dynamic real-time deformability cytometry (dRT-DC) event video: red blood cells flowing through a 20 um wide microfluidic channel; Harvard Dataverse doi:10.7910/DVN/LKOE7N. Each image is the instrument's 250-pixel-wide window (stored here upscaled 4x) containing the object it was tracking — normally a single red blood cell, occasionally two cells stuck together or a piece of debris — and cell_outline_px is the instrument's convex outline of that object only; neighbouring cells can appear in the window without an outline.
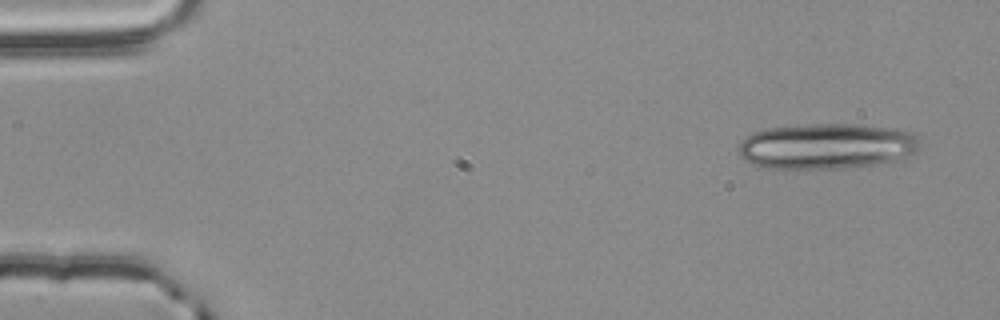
{"species": "common noctule bat (a hibernating species)", "species_latin": "Nyctalus noctula", "temperature_condition": "room temperature", "stored_images_in_passage": 27, "camera_frame_rate_fps": 3000, "um_per_image_px": 0.085, "animal": {"sex": "male", "body_mass_g": 20.4}, "frame": {"image": 1, "passage_image": 1, "time_ms": 0.0, "image_size_px": [1000, 320], "cell_outline_px": [[920, 148], [916, 152], [904, 160], [844, 168], [764, 168], [752, 164], [744, 160], [740, 156], [736, 148], [752, 132], [768, 128], [812, 124], [856, 124], [896, 128], [908, 132], [916, 136], [920, 140]], "centroid_in_image_um": [70.3, 12.43], "position_along_channel_um": 14.7, "area_um2": 48.67}}